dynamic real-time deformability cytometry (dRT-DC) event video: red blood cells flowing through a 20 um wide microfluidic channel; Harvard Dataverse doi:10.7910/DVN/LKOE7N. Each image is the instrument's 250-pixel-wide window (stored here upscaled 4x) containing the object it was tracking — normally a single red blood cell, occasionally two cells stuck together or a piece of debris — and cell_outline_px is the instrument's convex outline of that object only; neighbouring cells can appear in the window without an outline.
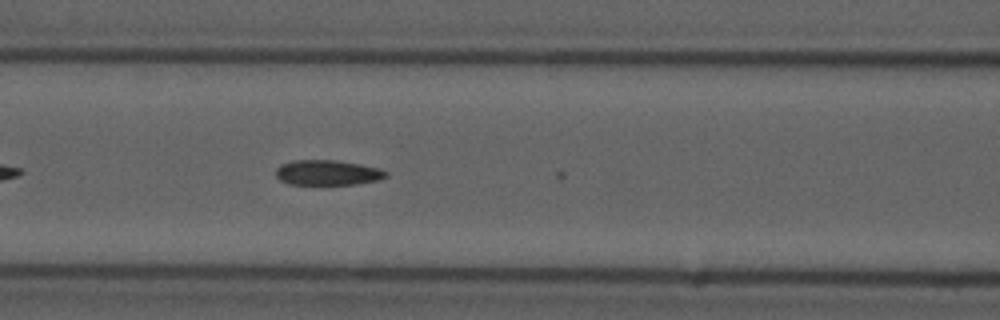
{"species": "common noctule bat (a hibernating species)", "species_latin": "Nyctalus noctula", "temperature_condition": "cold", "stored_images_in_passage": 7, "camera_frame_rate_fps": 3000, "um_per_image_px": 0.085, "animal": {"sex": "male", "forearm_length_mm": 52.5}, "frame": {"image": 1, "passage_image": 6, "time_ms": 1.667, "image_size_px": [1000, 320], "cell_outline_px": [[388, 176], [376, 180], [356, 184], [288, 184], [280, 180], [276, 176], [276, 168], [280, 164], [292, 160], [336, 160], [360, 164], [376, 168], [388, 172]], "centroid_in_image_um": [27.79, 14.67], "position_along_channel_um": 138.8, "area_um2": 16.07}}